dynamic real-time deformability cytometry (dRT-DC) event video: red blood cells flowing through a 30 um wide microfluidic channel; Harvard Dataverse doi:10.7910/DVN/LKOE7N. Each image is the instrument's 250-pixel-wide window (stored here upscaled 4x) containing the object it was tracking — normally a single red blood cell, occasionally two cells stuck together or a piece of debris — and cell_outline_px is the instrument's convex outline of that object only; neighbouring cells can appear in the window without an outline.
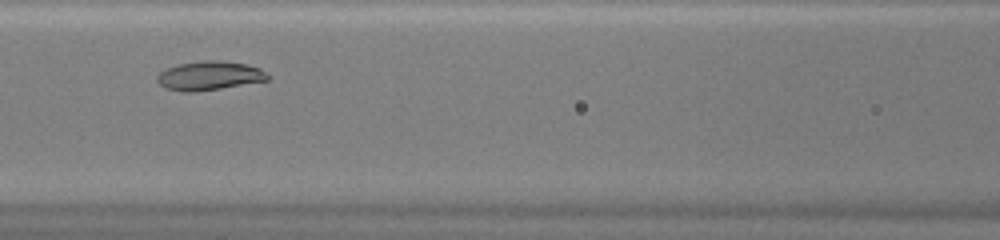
{"species": "common noctule bat (a hibernating species)", "species_latin": "Nyctalus noctula", "temperature_condition": "warm", "stored_images_in_passage": 27, "camera_frame_rate_fps": 3000, "um_per_image_px": 0.085, "animal": {"sex": "female", "body_mass_g": 20.0, "forearm_length_mm": 54.0}, "frame": {"image": 1, "passage_image": 9, "time_ms": 2.667, "image_size_px": [1000, 240], "cell_outline_px": [[268, 80], [196, 92], [184, 92], [164, 88], [156, 80], [156, 76], [164, 68], [180, 64], [204, 60], [220, 60], [244, 64], [260, 68], [268, 76]], "centroid_in_image_um": [17.73, 6.43], "position_along_channel_um": 148.9, "area_um2": 18.55}}
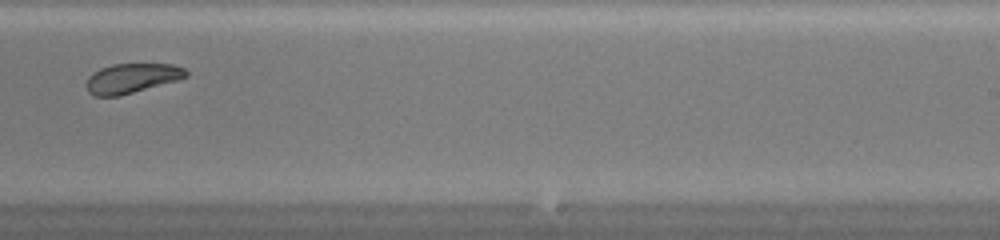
{"frame": {"image": 2, "passage_image": 18, "time_ms": 5.667, "image_size_px": [1000, 240], "cell_outline_px": [[188, 76], [176, 80], [120, 96], [96, 96], [88, 92], [84, 84], [88, 76], [100, 68], [112, 64], [172, 64], [184, 68], [188, 72]], "centroid_in_image_um": [11.15, 6.65], "position_along_channel_um": 277.8, "area_um2": 17.22}}
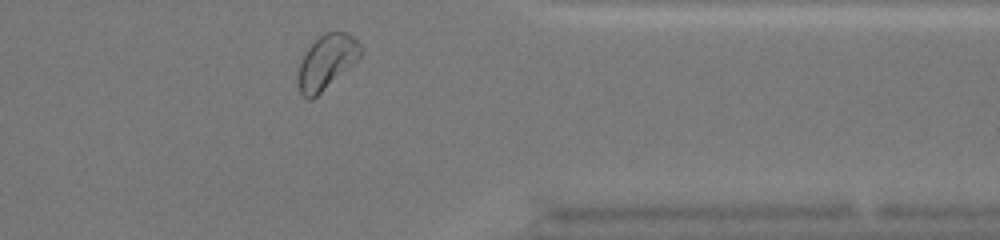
{"frame": {"image": 3, "passage_image": 26, "time_ms": 8.333, "image_size_px": [1000, 240], "cell_outline_px": [[364, 52], [352, 64], [312, 100], [308, 100], [300, 92], [296, 80], [300, 60], [304, 48], [312, 40], [324, 32], [336, 28], [348, 32], [364, 44]], "centroid_in_image_um": [27.75, 5.16], "position_along_channel_um": 383.6, "area_um2": 20.81}, "authors_computed_cell_mechanics": {"area_um2": 18.1492, "velocity_mm_per_s": 4.3048, "shape_relaxation_time_tau1_ms": 2.0125, "shape_relaxation_time_tau2_ms": null, "deformation_change_tau1": 0.0987, "deformation_change_tau2": null}}